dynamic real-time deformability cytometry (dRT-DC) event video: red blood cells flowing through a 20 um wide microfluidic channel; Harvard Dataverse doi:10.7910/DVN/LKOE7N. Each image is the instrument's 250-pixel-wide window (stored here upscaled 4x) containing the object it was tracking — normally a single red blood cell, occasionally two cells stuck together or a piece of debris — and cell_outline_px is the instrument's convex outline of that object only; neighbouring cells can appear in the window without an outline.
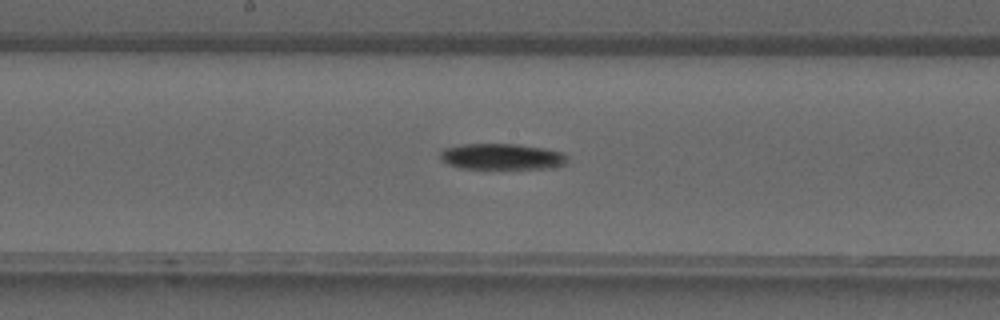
{"species": "common noctule bat (a hibernating species)", "species_latin": "Nyctalus noctula", "temperature_condition": "warm", "stored_images_in_passage": 39, "camera_frame_rate_fps": 3000, "um_per_image_px": 0.085, "animal": {"sex": "male", "forearm_length_mm": 52.5}, "frame": {"image": 1, "passage_image": 20, "time_ms": 6.333, "image_size_px": [1000, 320], "cell_outline_px": [[568, 164], [548, 168], [460, 168], [448, 164], [440, 156], [440, 152], [444, 148], [464, 144], [516, 144], [544, 148], [564, 152], [568, 156]], "centroid_in_image_um": [42.72, 13.3], "position_along_channel_um": 205.5, "area_um2": 19.25}}
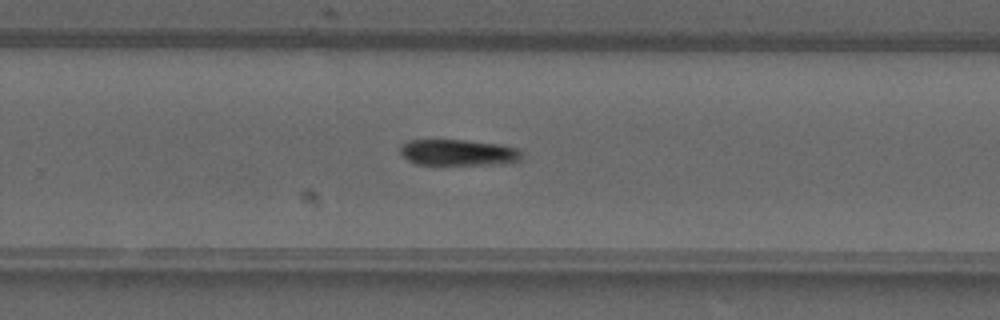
{"frame": {"image": 2, "passage_image": 25, "time_ms": 8.0, "image_size_px": [1000, 320], "cell_outline_px": [[520, 160], [500, 164], [416, 164], [408, 160], [400, 152], [400, 144], [408, 140], [464, 140], [500, 144], [516, 148], [520, 152]], "centroid_in_image_um": [38.9, 12.95], "position_along_channel_um": 290.9, "area_um2": 18.32}}
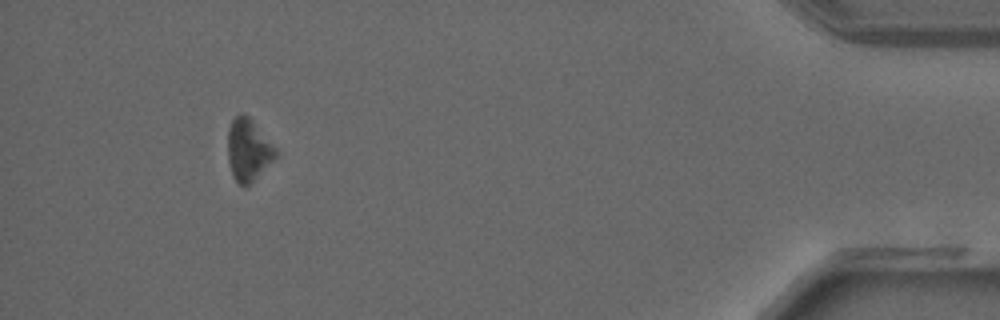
{"frame": {"image": 3, "passage_image": 36, "time_ms": 11.667, "image_size_px": [1000, 320], "cell_outline_px": [[280, 152], [248, 184], [240, 184], [232, 176], [228, 160], [228, 128], [232, 120], [236, 116], [248, 116], [252, 120]], "centroid_in_image_um": [21.09, 12.72], "position_along_channel_um": 414.1, "area_um2": 16.76}}